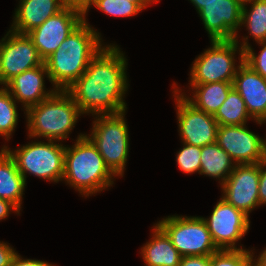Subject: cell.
<instances>
[{
	"label": "cell",
	"mask_w": 266,
	"mask_h": 266,
	"mask_svg": "<svg viewBox=\"0 0 266 266\" xmlns=\"http://www.w3.org/2000/svg\"><path fill=\"white\" fill-rule=\"evenodd\" d=\"M240 4L244 5L248 3L250 0H237Z\"/></svg>",
	"instance_id": "40"
},
{
	"label": "cell",
	"mask_w": 266,
	"mask_h": 266,
	"mask_svg": "<svg viewBox=\"0 0 266 266\" xmlns=\"http://www.w3.org/2000/svg\"><path fill=\"white\" fill-rule=\"evenodd\" d=\"M212 240L219 250H243V244L237 246L250 229V219L242 211L230 205L221 197L215 204L211 215L202 217Z\"/></svg>",
	"instance_id": "10"
},
{
	"label": "cell",
	"mask_w": 266,
	"mask_h": 266,
	"mask_svg": "<svg viewBox=\"0 0 266 266\" xmlns=\"http://www.w3.org/2000/svg\"><path fill=\"white\" fill-rule=\"evenodd\" d=\"M17 253L8 242L0 241V266H11L12 259Z\"/></svg>",
	"instance_id": "31"
},
{
	"label": "cell",
	"mask_w": 266,
	"mask_h": 266,
	"mask_svg": "<svg viewBox=\"0 0 266 266\" xmlns=\"http://www.w3.org/2000/svg\"><path fill=\"white\" fill-rule=\"evenodd\" d=\"M84 21V12L76 5H66L42 25L28 32L43 61L54 53L68 35Z\"/></svg>",
	"instance_id": "12"
},
{
	"label": "cell",
	"mask_w": 266,
	"mask_h": 266,
	"mask_svg": "<svg viewBox=\"0 0 266 266\" xmlns=\"http://www.w3.org/2000/svg\"><path fill=\"white\" fill-rule=\"evenodd\" d=\"M181 95L193 104L196 108L206 112L207 114L215 115L219 107L226 100L229 91L233 88V82H212L206 84H195L190 89V96L173 82L172 86ZM192 95V96H191Z\"/></svg>",
	"instance_id": "20"
},
{
	"label": "cell",
	"mask_w": 266,
	"mask_h": 266,
	"mask_svg": "<svg viewBox=\"0 0 266 266\" xmlns=\"http://www.w3.org/2000/svg\"><path fill=\"white\" fill-rule=\"evenodd\" d=\"M27 183L19 172L14 160L0 149V199L13 203L20 211Z\"/></svg>",
	"instance_id": "21"
},
{
	"label": "cell",
	"mask_w": 266,
	"mask_h": 266,
	"mask_svg": "<svg viewBox=\"0 0 266 266\" xmlns=\"http://www.w3.org/2000/svg\"><path fill=\"white\" fill-rule=\"evenodd\" d=\"M178 132L182 143L204 147L216 143L219 124L214 115L196 108L174 87Z\"/></svg>",
	"instance_id": "9"
},
{
	"label": "cell",
	"mask_w": 266,
	"mask_h": 266,
	"mask_svg": "<svg viewBox=\"0 0 266 266\" xmlns=\"http://www.w3.org/2000/svg\"><path fill=\"white\" fill-rule=\"evenodd\" d=\"M250 249H222L210 256V266H252Z\"/></svg>",
	"instance_id": "27"
},
{
	"label": "cell",
	"mask_w": 266,
	"mask_h": 266,
	"mask_svg": "<svg viewBox=\"0 0 266 266\" xmlns=\"http://www.w3.org/2000/svg\"><path fill=\"white\" fill-rule=\"evenodd\" d=\"M115 43H106L86 71L66 91L83 114L105 115L127 111V56Z\"/></svg>",
	"instance_id": "1"
},
{
	"label": "cell",
	"mask_w": 266,
	"mask_h": 266,
	"mask_svg": "<svg viewBox=\"0 0 266 266\" xmlns=\"http://www.w3.org/2000/svg\"><path fill=\"white\" fill-rule=\"evenodd\" d=\"M258 195L260 206L266 205V157L259 162Z\"/></svg>",
	"instance_id": "30"
},
{
	"label": "cell",
	"mask_w": 266,
	"mask_h": 266,
	"mask_svg": "<svg viewBox=\"0 0 266 266\" xmlns=\"http://www.w3.org/2000/svg\"><path fill=\"white\" fill-rule=\"evenodd\" d=\"M115 177L85 133H80L73 145L66 146L62 181L82 197L107 190L114 185Z\"/></svg>",
	"instance_id": "3"
},
{
	"label": "cell",
	"mask_w": 266,
	"mask_h": 266,
	"mask_svg": "<svg viewBox=\"0 0 266 266\" xmlns=\"http://www.w3.org/2000/svg\"><path fill=\"white\" fill-rule=\"evenodd\" d=\"M0 55V86H5L15 76L44 63L28 35L10 29L0 40Z\"/></svg>",
	"instance_id": "11"
},
{
	"label": "cell",
	"mask_w": 266,
	"mask_h": 266,
	"mask_svg": "<svg viewBox=\"0 0 266 266\" xmlns=\"http://www.w3.org/2000/svg\"><path fill=\"white\" fill-rule=\"evenodd\" d=\"M233 87L245 102L246 109L255 123L266 120V79L244 61L233 80Z\"/></svg>",
	"instance_id": "16"
},
{
	"label": "cell",
	"mask_w": 266,
	"mask_h": 266,
	"mask_svg": "<svg viewBox=\"0 0 266 266\" xmlns=\"http://www.w3.org/2000/svg\"><path fill=\"white\" fill-rule=\"evenodd\" d=\"M241 27H246L255 42L266 41V0H250L242 5Z\"/></svg>",
	"instance_id": "23"
},
{
	"label": "cell",
	"mask_w": 266,
	"mask_h": 266,
	"mask_svg": "<svg viewBox=\"0 0 266 266\" xmlns=\"http://www.w3.org/2000/svg\"><path fill=\"white\" fill-rule=\"evenodd\" d=\"M157 224L170 237L182 257L211 256L219 250L201 216L170 215Z\"/></svg>",
	"instance_id": "8"
},
{
	"label": "cell",
	"mask_w": 266,
	"mask_h": 266,
	"mask_svg": "<svg viewBox=\"0 0 266 266\" xmlns=\"http://www.w3.org/2000/svg\"><path fill=\"white\" fill-rule=\"evenodd\" d=\"M210 42V47L192 62L189 89L195 84L233 82L240 64L244 61V50L234 39ZM236 54H239L238 65Z\"/></svg>",
	"instance_id": "7"
},
{
	"label": "cell",
	"mask_w": 266,
	"mask_h": 266,
	"mask_svg": "<svg viewBox=\"0 0 266 266\" xmlns=\"http://www.w3.org/2000/svg\"><path fill=\"white\" fill-rule=\"evenodd\" d=\"M200 175L216 178L220 186L229 177L235 167L230 155L217 143L201 147Z\"/></svg>",
	"instance_id": "22"
},
{
	"label": "cell",
	"mask_w": 266,
	"mask_h": 266,
	"mask_svg": "<svg viewBox=\"0 0 266 266\" xmlns=\"http://www.w3.org/2000/svg\"><path fill=\"white\" fill-rule=\"evenodd\" d=\"M242 37L240 39L242 41L239 40L238 36L234 40L244 50V62L266 79V41L257 43L262 48L257 55L252 45L248 42L249 36Z\"/></svg>",
	"instance_id": "28"
},
{
	"label": "cell",
	"mask_w": 266,
	"mask_h": 266,
	"mask_svg": "<svg viewBox=\"0 0 266 266\" xmlns=\"http://www.w3.org/2000/svg\"><path fill=\"white\" fill-rule=\"evenodd\" d=\"M16 103L9 90L2 86L0 88V136L7 141L10 140L18 125L19 113Z\"/></svg>",
	"instance_id": "25"
},
{
	"label": "cell",
	"mask_w": 266,
	"mask_h": 266,
	"mask_svg": "<svg viewBox=\"0 0 266 266\" xmlns=\"http://www.w3.org/2000/svg\"><path fill=\"white\" fill-rule=\"evenodd\" d=\"M259 163L236 164L221 185L222 198L248 217L259 203Z\"/></svg>",
	"instance_id": "13"
},
{
	"label": "cell",
	"mask_w": 266,
	"mask_h": 266,
	"mask_svg": "<svg viewBox=\"0 0 266 266\" xmlns=\"http://www.w3.org/2000/svg\"><path fill=\"white\" fill-rule=\"evenodd\" d=\"M91 6L111 17L119 18L134 17L142 12V9L136 3H132V0H91L83 9L84 18L88 15Z\"/></svg>",
	"instance_id": "26"
},
{
	"label": "cell",
	"mask_w": 266,
	"mask_h": 266,
	"mask_svg": "<svg viewBox=\"0 0 266 266\" xmlns=\"http://www.w3.org/2000/svg\"><path fill=\"white\" fill-rule=\"evenodd\" d=\"M219 125H245L253 120L248 113L245 102L233 87L226 100L214 115Z\"/></svg>",
	"instance_id": "24"
},
{
	"label": "cell",
	"mask_w": 266,
	"mask_h": 266,
	"mask_svg": "<svg viewBox=\"0 0 266 266\" xmlns=\"http://www.w3.org/2000/svg\"><path fill=\"white\" fill-rule=\"evenodd\" d=\"M35 139L14 150L3 148L14 160L16 167L27 182V174L53 183L62 182L66 145L59 141ZM14 150V151H13Z\"/></svg>",
	"instance_id": "5"
},
{
	"label": "cell",
	"mask_w": 266,
	"mask_h": 266,
	"mask_svg": "<svg viewBox=\"0 0 266 266\" xmlns=\"http://www.w3.org/2000/svg\"><path fill=\"white\" fill-rule=\"evenodd\" d=\"M264 123H266V120L260 122L261 125L264 124ZM264 152H265V155H266V139L265 138H264Z\"/></svg>",
	"instance_id": "39"
},
{
	"label": "cell",
	"mask_w": 266,
	"mask_h": 266,
	"mask_svg": "<svg viewBox=\"0 0 266 266\" xmlns=\"http://www.w3.org/2000/svg\"><path fill=\"white\" fill-rule=\"evenodd\" d=\"M28 137L63 142L84 115L66 90H56L47 99L27 108Z\"/></svg>",
	"instance_id": "4"
},
{
	"label": "cell",
	"mask_w": 266,
	"mask_h": 266,
	"mask_svg": "<svg viewBox=\"0 0 266 266\" xmlns=\"http://www.w3.org/2000/svg\"><path fill=\"white\" fill-rule=\"evenodd\" d=\"M49 80L45 64L28 69L11 79L5 87L17 103H22L23 111L51 96L56 89L45 88V78ZM47 90V91H46Z\"/></svg>",
	"instance_id": "17"
},
{
	"label": "cell",
	"mask_w": 266,
	"mask_h": 266,
	"mask_svg": "<svg viewBox=\"0 0 266 266\" xmlns=\"http://www.w3.org/2000/svg\"><path fill=\"white\" fill-rule=\"evenodd\" d=\"M152 229V238L140 251L145 266H178L182 256L173 246L170 237L157 223Z\"/></svg>",
	"instance_id": "19"
},
{
	"label": "cell",
	"mask_w": 266,
	"mask_h": 266,
	"mask_svg": "<svg viewBox=\"0 0 266 266\" xmlns=\"http://www.w3.org/2000/svg\"><path fill=\"white\" fill-rule=\"evenodd\" d=\"M132 3H136L143 10L155 2L153 0H132Z\"/></svg>",
	"instance_id": "38"
},
{
	"label": "cell",
	"mask_w": 266,
	"mask_h": 266,
	"mask_svg": "<svg viewBox=\"0 0 266 266\" xmlns=\"http://www.w3.org/2000/svg\"><path fill=\"white\" fill-rule=\"evenodd\" d=\"M210 41L233 40L241 29L242 4L237 0H215L198 12Z\"/></svg>",
	"instance_id": "15"
},
{
	"label": "cell",
	"mask_w": 266,
	"mask_h": 266,
	"mask_svg": "<svg viewBox=\"0 0 266 266\" xmlns=\"http://www.w3.org/2000/svg\"><path fill=\"white\" fill-rule=\"evenodd\" d=\"M11 266H55L52 263H48L47 261H42L38 259H25L22 258L19 253H17L11 262Z\"/></svg>",
	"instance_id": "32"
},
{
	"label": "cell",
	"mask_w": 266,
	"mask_h": 266,
	"mask_svg": "<svg viewBox=\"0 0 266 266\" xmlns=\"http://www.w3.org/2000/svg\"><path fill=\"white\" fill-rule=\"evenodd\" d=\"M68 5H76L84 9L91 0H64Z\"/></svg>",
	"instance_id": "37"
},
{
	"label": "cell",
	"mask_w": 266,
	"mask_h": 266,
	"mask_svg": "<svg viewBox=\"0 0 266 266\" xmlns=\"http://www.w3.org/2000/svg\"><path fill=\"white\" fill-rule=\"evenodd\" d=\"M18 2L10 30L20 34H27L39 27L67 5L64 0H20Z\"/></svg>",
	"instance_id": "18"
},
{
	"label": "cell",
	"mask_w": 266,
	"mask_h": 266,
	"mask_svg": "<svg viewBox=\"0 0 266 266\" xmlns=\"http://www.w3.org/2000/svg\"><path fill=\"white\" fill-rule=\"evenodd\" d=\"M196 8L197 13L205 6V4L210 3L215 0H188Z\"/></svg>",
	"instance_id": "36"
},
{
	"label": "cell",
	"mask_w": 266,
	"mask_h": 266,
	"mask_svg": "<svg viewBox=\"0 0 266 266\" xmlns=\"http://www.w3.org/2000/svg\"><path fill=\"white\" fill-rule=\"evenodd\" d=\"M86 19L87 17L68 35L57 50L44 60L50 83L56 90L68 89L106 45L101 33Z\"/></svg>",
	"instance_id": "2"
},
{
	"label": "cell",
	"mask_w": 266,
	"mask_h": 266,
	"mask_svg": "<svg viewBox=\"0 0 266 266\" xmlns=\"http://www.w3.org/2000/svg\"><path fill=\"white\" fill-rule=\"evenodd\" d=\"M216 143L225 150L235 164H256L266 155L264 139L247 125H219Z\"/></svg>",
	"instance_id": "14"
},
{
	"label": "cell",
	"mask_w": 266,
	"mask_h": 266,
	"mask_svg": "<svg viewBox=\"0 0 266 266\" xmlns=\"http://www.w3.org/2000/svg\"><path fill=\"white\" fill-rule=\"evenodd\" d=\"M252 266H266V248L264 250H262L261 252H259V255H254L255 251L252 250ZM257 257V258H256Z\"/></svg>",
	"instance_id": "35"
},
{
	"label": "cell",
	"mask_w": 266,
	"mask_h": 266,
	"mask_svg": "<svg viewBox=\"0 0 266 266\" xmlns=\"http://www.w3.org/2000/svg\"><path fill=\"white\" fill-rule=\"evenodd\" d=\"M12 212L20 215V210L13 203L0 199V221L7 219Z\"/></svg>",
	"instance_id": "34"
},
{
	"label": "cell",
	"mask_w": 266,
	"mask_h": 266,
	"mask_svg": "<svg viewBox=\"0 0 266 266\" xmlns=\"http://www.w3.org/2000/svg\"><path fill=\"white\" fill-rule=\"evenodd\" d=\"M183 147L177 151L176 163L178 168L186 174H200L201 162V147L182 143Z\"/></svg>",
	"instance_id": "29"
},
{
	"label": "cell",
	"mask_w": 266,
	"mask_h": 266,
	"mask_svg": "<svg viewBox=\"0 0 266 266\" xmlns=\"http://www.w3.org/2000/svg\"><path fill=\"white\" fill-rule=\"evenodd\" d=\"M178 266H210V256H185Z\"/></svg>",
	"instance_id": "33"
},
{
	"label": "cell",
	"mask_w": 266,
	"mask_h": 266,
	"mask_svg": "<svg viewBox=\"0 0 266 266\" xmlns=\"http://www.w3.org/2000/svg\"><path fill=\"white\" fill-rule=\"evenodd\" d=\"M126 111L94 115L92 128L85 134L97 147L105 164L116 177H123L129 155V129Z\"/></svg>",
	"instance_id": "6"
}]
</instances>
